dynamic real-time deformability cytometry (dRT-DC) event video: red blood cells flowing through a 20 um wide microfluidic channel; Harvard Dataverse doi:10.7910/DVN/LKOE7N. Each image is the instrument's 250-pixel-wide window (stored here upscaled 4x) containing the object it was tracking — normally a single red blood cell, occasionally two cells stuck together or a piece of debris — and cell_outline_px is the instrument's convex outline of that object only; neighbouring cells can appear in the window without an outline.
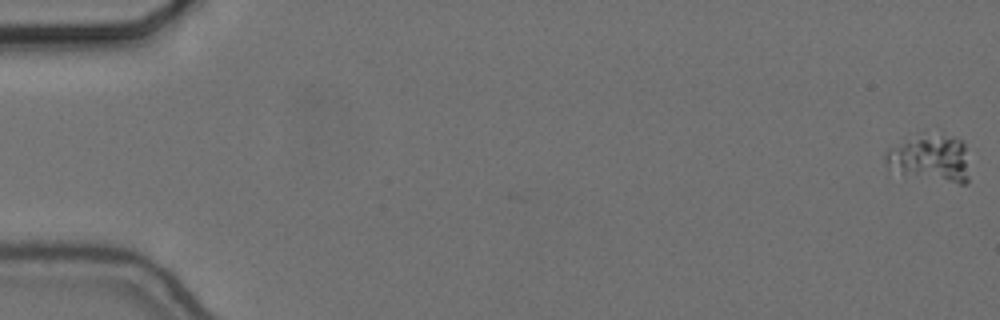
{"species": "common noctule bat (a hibernating species)", "species_latin": "Nyctalus noctula", "temperature_condition": "cold", "stored_images_in_passage": 57, "camera_frame_rate_fps": 3000, "um_per_image_px": 0.085, "animal": {"sex": "female", "body_mass_g": 24.6, "forearm_length_mm": 56.2}, "frame": {"image": 1, "passage_image": 1, "time_ms": 0.0, "image_size_px": [1000, 320], "cell_outline_px": [[968, 184], [960, 184], [888, 176], [884, 156], [888, 148], [928, 128], [940, 128], [964, 140], [968, 176]], "centroid_in_image_um": [78.98, 13.41], "position_along_channel_um": 6.0, "area_um2": 25.89}}
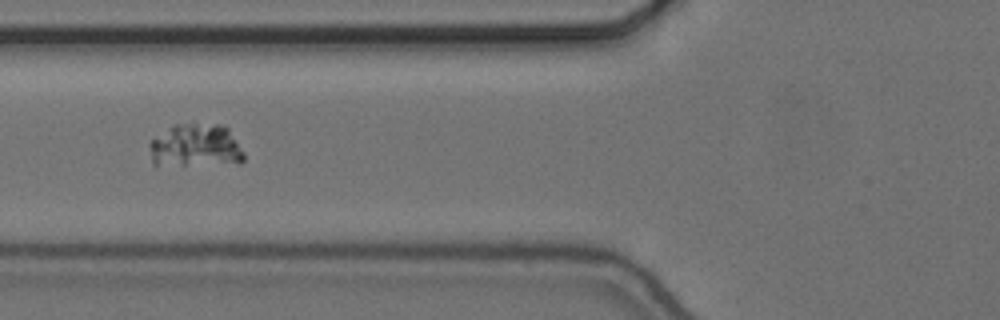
{"frame": {"image": 2, "passage_image": 23, "time_ms": 7.333, "image_size_px": [1000, 320], "cell_outline_px": [[244, 160], [240, 164], [156, 168], [152, 164], [148, 144], [152, 140], [172, 124], [192, 120], [224, 124], [228, 128], [244, 152]], "centroid_in_image_um": [16.6, 12.4], "position_along_channel_um": 109.2, "area_um2": 25.84}}
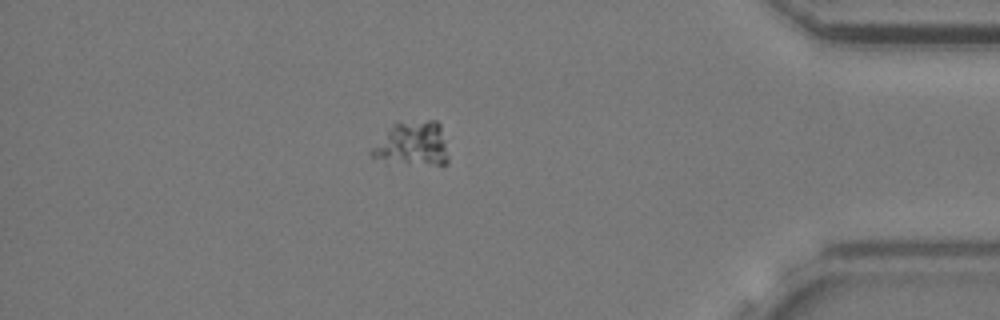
{"frame": {"image": 3, "passage_image": 50, "time_ms": 16.333, "image_size_px": [1000, 320], "cell_outline_px": [[448, 164], [408, 164], [372, 156], [368, 152], [392, 124], [396, 120], [436, 120], [440, 124], [448, 160]], "centroid_in_image_um": [35.05, 12.17], "position_along_channel_um": 400.2, "area_um2": 19.59}}